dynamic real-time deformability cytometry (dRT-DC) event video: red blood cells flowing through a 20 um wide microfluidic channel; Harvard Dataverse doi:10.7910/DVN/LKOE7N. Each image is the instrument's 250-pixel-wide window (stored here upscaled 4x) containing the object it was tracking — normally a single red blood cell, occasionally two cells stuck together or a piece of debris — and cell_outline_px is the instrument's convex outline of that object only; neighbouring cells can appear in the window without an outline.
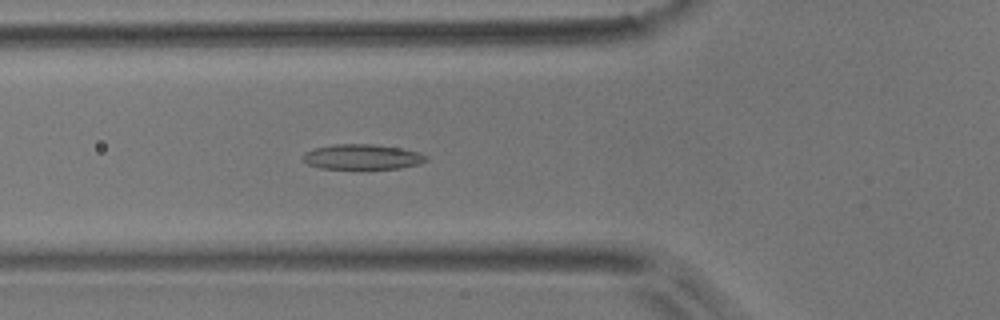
{"species": "common noctule bat (a hibernating species)", "species_latin": "Nyctalus noctula", "temperature_condition": "room temperature", "stored_images_in_passage": 53, "camera_frame_rate_fps": 3000, "um_per_image_px": 0.085, "animal": {"sex": "male", "body_mass_g": 17.9}, "frame": {"image": 1, "passage_image": 18, "time_ms": 5.667, "image_size_px": [1000, 320], "cell_outline_px": [[428, 160], [420, 164], [400, 168], [320, 168], [308, 164], [304, 160], [304, 152], [312, 148], [332, 144], [372, 144], [400, 148], [416, 152], [428, 156]], "centroid_in_image_um": [30.78, 13.32], "position_along_channel_um": 95.0, "area_um2": 17.92}}
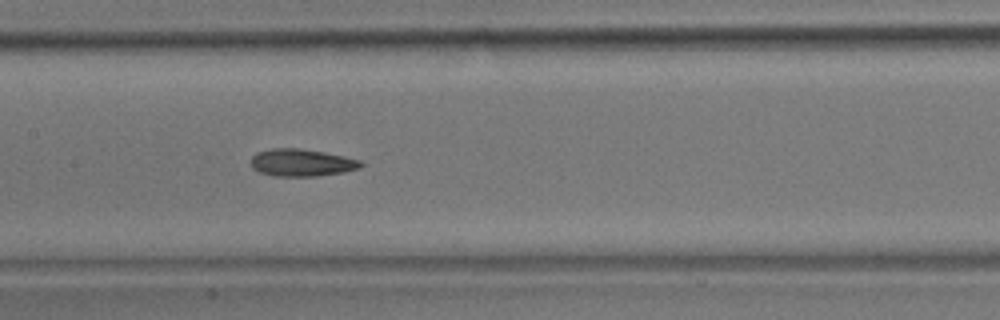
{"frame": {"image": 2, "passage_image": 25, "time_ms": 8.0, "image_size_px": [1000, 320], "cell_outline_px": [[364, 164], [360, 168], [344, 172], [316, 176], [272, 176], [260, 172], [252, 168], [252, 156], [256, 152], [272, 148], [300, 148], [324, 152], [344, 156], [360, 160]], "centroid_in_image_um": [25.64, 13.82], "position_along_channel_um": 181.8, "area_um2": 17.57}}
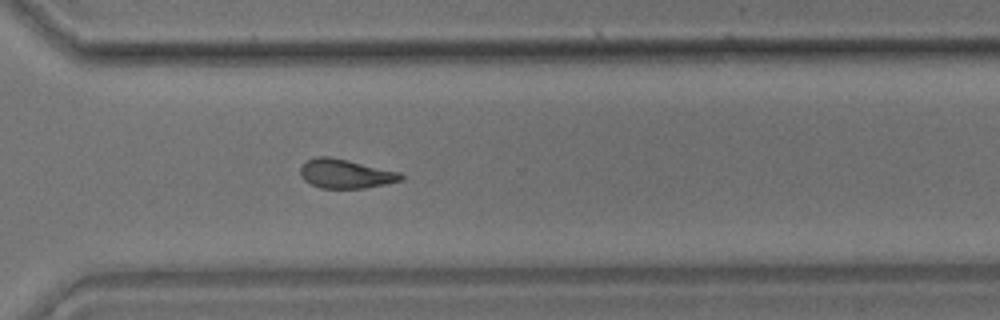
{"frame": {"image": 3, "passage_image": 38, "time_ms": 12.333, "image_size_px": [1000, 320], "cell_outline_px": [[404, 176], [400, 180], [384, 184], [364, 188], [320, 188], [304, 180], [300, 176], [300, 168], [308, 160], [316, 156], [328, 156], [348, 160], [400, 172]], "centroid_in_image_um": [29.35, 14.76], "position_along_channel_um": 341.3, "area_um2": 16.88}, "authors_computed_cell_mechanics": {"area_um2": 17.4556, "velocity_mm_per_s": 3.6871, "shape_relaxation_time_tau1_ms": 7.3926, "shape_relaxation_time_tau2_ms": 4.8148, "deformation_change_tau1": 0.1562, "deformation_change_tau2": 0.1257}}